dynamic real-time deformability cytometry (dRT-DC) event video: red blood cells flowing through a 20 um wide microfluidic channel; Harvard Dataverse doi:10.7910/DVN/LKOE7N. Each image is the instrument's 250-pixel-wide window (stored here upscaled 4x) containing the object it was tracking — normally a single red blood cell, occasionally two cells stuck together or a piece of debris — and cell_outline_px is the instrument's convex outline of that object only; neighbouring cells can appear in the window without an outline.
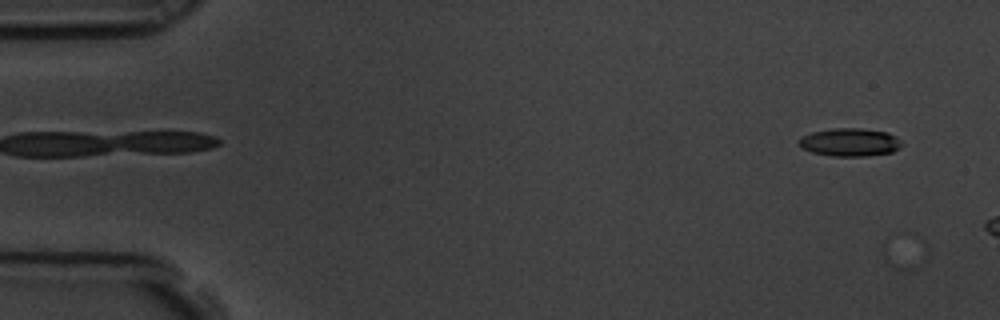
{"species": "common noctule bat (a hibernating species)", "species_latin": "Nyctalus noctula", "temperature_condition": "room temperature", "stored_images_in_passage": 3, "camera_frame_rate_fps": 3000, "um_per_image_px": 0.085, "animal": {"sex": "male", "body_mass_g": 19.5, "forearm_length_mm": 54.6}, "frame": {"image": 1, "passage_image": 1, "time_ms": 0.0, "image_size_px": [1000, 320], "cell_outline_px": [[904, 144], [900, 148], [892, 152], [868, 156], [832, 156], [812, 152], [804, 148], [796, 140], [812, 132], [832, 128], [860, 128], [888, 132], [896, 136]], "centroid_in_image_um": [72.29, 12.09], "position_along_channel_um": 12.7, "area_um2": 16.88}}